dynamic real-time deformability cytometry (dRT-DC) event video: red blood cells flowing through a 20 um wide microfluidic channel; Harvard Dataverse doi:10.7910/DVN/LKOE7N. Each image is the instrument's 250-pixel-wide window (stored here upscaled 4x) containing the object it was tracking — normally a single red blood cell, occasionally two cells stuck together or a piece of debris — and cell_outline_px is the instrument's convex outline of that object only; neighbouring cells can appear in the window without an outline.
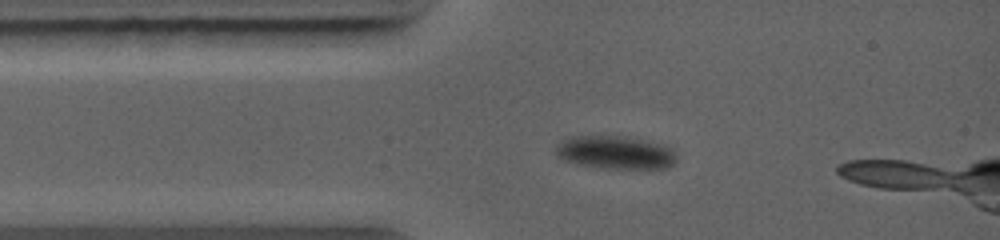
{"species": "common noctule bat (a hibernating species)", "species_latin": "Nyctalus noctula", "temperature_condition": "warm", "stored_images_in_passage": 3, "camera_frame_rate_fps": 5000, "um_per_image_px": 0.085, "animal": {"sex": "female", "body_mass_g": 19.0, "forearm_length_mm": 56.7}, "frame": {"image": 1, "passage_image": 2, "time_ms": 1.0, "image_size_px": [1000, 240], "cell_outline_px": [[676, 160], [668, 168], [604, 168], [580, 164], [564, 160], [556, 152], [556, 144], [572, 136], [628, 136], [660, 144], [672, 148], [676, 152]], "centroid_in_image_um": [52.34, 12.95], "position_along_channel_um": 32.7, "area_um2": 23.12}}